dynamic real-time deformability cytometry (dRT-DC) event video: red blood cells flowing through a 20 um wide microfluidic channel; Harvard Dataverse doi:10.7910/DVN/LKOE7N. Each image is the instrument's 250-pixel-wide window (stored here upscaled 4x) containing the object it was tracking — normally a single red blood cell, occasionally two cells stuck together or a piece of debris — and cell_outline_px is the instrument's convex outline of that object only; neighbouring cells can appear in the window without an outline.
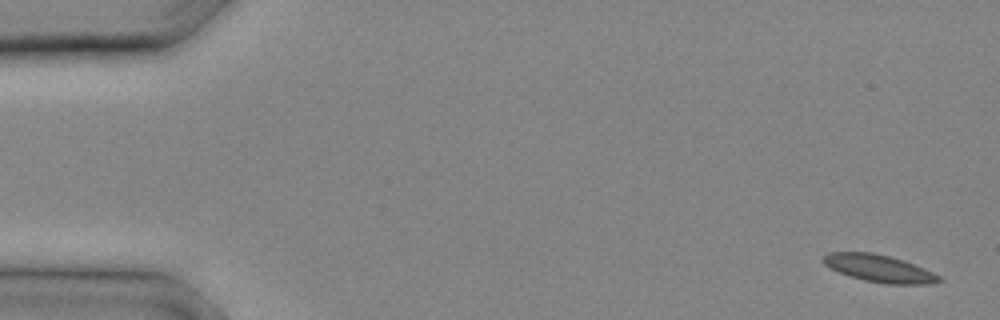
{"species": "common noctule bat (a hibernating species)", "species_latin": "Nyctalus noctula", "temperature_condition": "cold", "stored_images_in_passage": 14, "camera_frame_rate_fps": 3000, "um_per_image_px": 0.085, "animal": {"sex": "male", "body_mass_g": 20.4}, "frame": {"image": 1, "passage_image": 1, "time_ms": 0.0, "image_size_px": [1000, 320], "cell_outline_px": [[944, 280], [932, 284], [884, 284], [864, 280], [840, 272], [824, 264], [820, 260], [820, 256], [828, 252], [872, 252], [904, 260], [932, 272], [940, 276]], "centroid_in_image_um": [74.71, 22.81], "position_along_channel_um": 10.3, "area_um2": 18.44}}
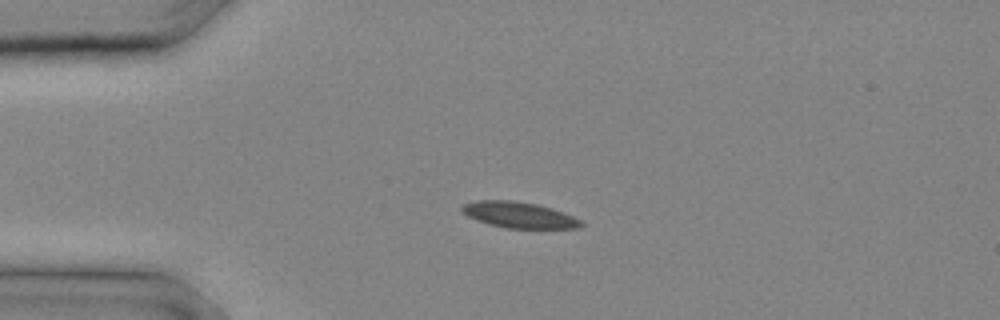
{"frame": {"image": 2, "passage_image": 6, "time_ms": 1.667, "image_size_px": [1000, 320], "cell_outline_px": [[584, 224], [580, 228], [508, 228], [488, 224], [476, 220], [460, 212], [460, 208], [464, 204], [476, 200], [512, 200], [536, 204], [552, 208], [564, 212], [580, 220]], "centroid_in_image_um": [44.09, 18.26], "position_along_channel_um": 40.9, "area_um2": 18.09}}
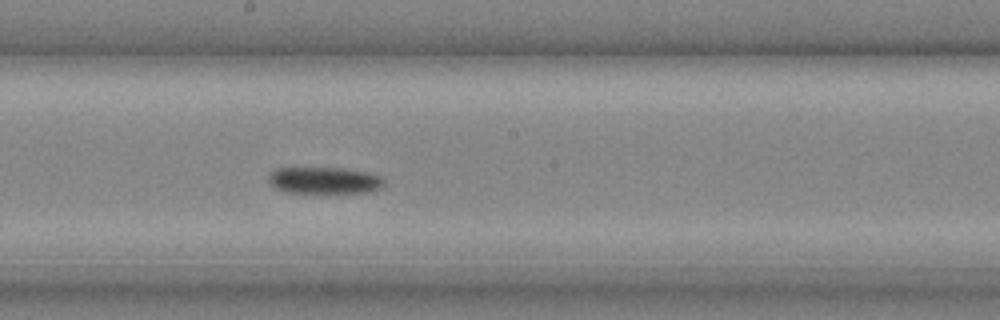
{"frame": {"image": 3, "passage_image": 14, "time_ms": 4.333, "image_size_px": [1000, 320], "cell_outline_px": [[384, 184], [380, 188], [372, 192], [288, 192], [276, 188], [268, 180], [268, 176], [276, 168], [344, 168], [368, 172], [380, 176], [384, 180]], "centroid_in_image_um": [27.6, 15.32], "position_along_channel_um": 220.6, "area_um2": 17.8}}